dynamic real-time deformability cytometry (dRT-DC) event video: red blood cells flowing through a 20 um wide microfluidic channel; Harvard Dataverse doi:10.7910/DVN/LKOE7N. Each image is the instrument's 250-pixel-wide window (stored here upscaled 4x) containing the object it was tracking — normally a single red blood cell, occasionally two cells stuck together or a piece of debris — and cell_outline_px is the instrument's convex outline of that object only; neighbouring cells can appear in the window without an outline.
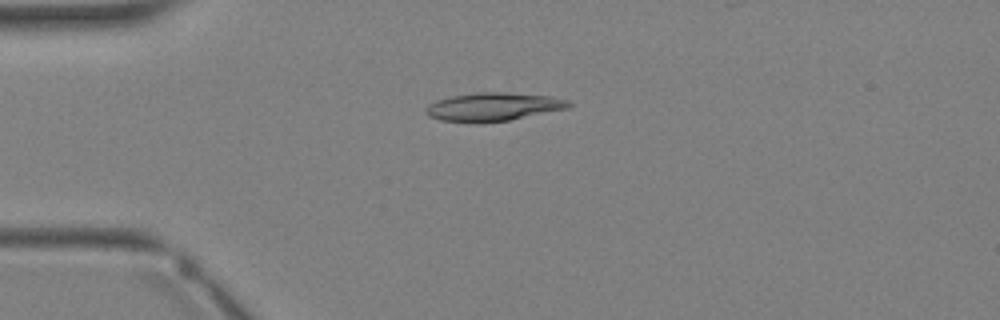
{"species": "Egyptian fruit bat (a non-hibernating species)", "species_latin": "Rousettus aegyptiacus", "temperature_condition": "warm", "stored_images_in_passage": 1, "camera_frame_rate_fps": 3000, "um_per_image_px": 0.085, "animal": {"sex": "female"}, "frame": {"image": 1, "passage_image": 1, "time_ms": 0.0, "image_size_px": [1000, 320], "cell_outline_px": [[572, 104], [568, 108], [508, 120], [476, 124], [440, 120], [428, 116], [424, 112], [424, 108], [428, 104], [436, 100], [452, 96], [476, 92], [500, 92], [548, 96], [568, 100]], "centroid_in_image_um": [41.84, 9.09], "position_along_channel_um": 43.2, "area_um2": 23.7}}